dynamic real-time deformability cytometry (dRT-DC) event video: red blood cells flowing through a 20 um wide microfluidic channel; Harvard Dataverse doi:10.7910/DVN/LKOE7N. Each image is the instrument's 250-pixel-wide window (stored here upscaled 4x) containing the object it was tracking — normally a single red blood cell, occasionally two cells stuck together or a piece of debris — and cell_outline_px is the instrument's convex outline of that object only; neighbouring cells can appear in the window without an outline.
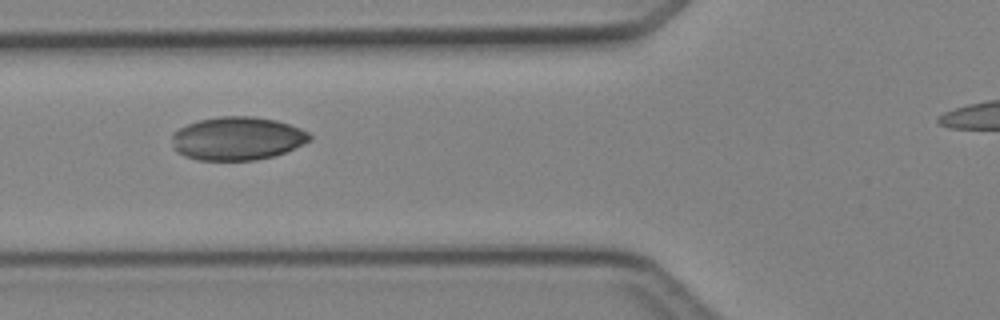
{"species": "Egyptian fruit bat (a non-hibernating species)", "species_latin": "Rousettus aegyptiacus", "temperature_condition": "cold", "stored_images_in_passage": 3, "camera_frame_rate_fps": 3000, "um_per_image_px": 0.085, "animal": {"sex": "female"}, "frame": {"image": 1, "passage_image": 3, "time_ms": 2.333, "image_size_px": [1000, 320], "cell_outline_px": [[312, 140], [304, 144], [284, 152], [272, 156], [256, 160], [196, 160], [184, 156], [176, 152], [172, 148], [172, 132], [188, 124], [200, 120], [220, 116], [252, 116], [276, 120], [300, 128], [308, 132], [312, 136]], "centroid_in_image_um": [20.15, 11.77], "position_along_channel_um": 105.7, "area_um2": 34.91}}